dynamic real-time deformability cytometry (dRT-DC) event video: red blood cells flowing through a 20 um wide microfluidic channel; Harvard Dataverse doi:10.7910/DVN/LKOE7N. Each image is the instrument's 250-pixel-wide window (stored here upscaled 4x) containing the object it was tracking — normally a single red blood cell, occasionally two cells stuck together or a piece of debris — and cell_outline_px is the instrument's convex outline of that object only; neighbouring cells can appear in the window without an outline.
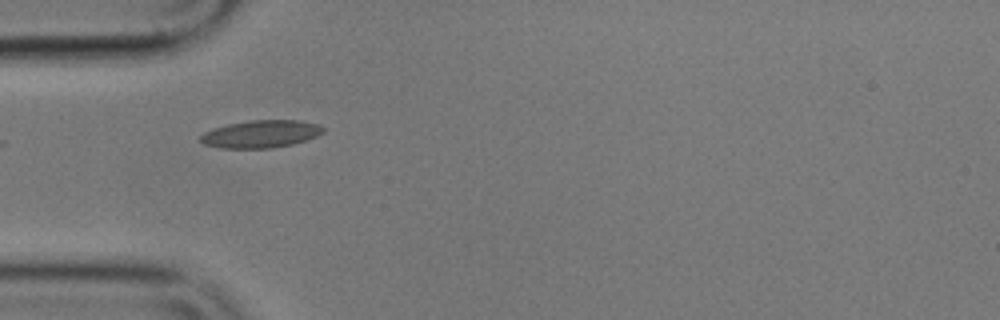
{"species": "common noctule bat (a hibernating species)", "species_latin": "Nyctalus noctula", "temperature_condition": "cold", "stored_images_in_passage": 40, "camera_frame_rate_fps": 3000, "um_per_image_px": 0.085, "animal": {"sex": "male", "body_mass_g": 17.9}, "frame": {"image": 1, "passage_image": 1, "time_ms": 0.0, "image_size_px": [1000, 320], "cell_outline_px": [[324, 132], [316, 136], [292, 144], [272, 148], [220, 148], [204, 144], [200, 140], [200, 136], [204, 132], [212, 128], [228, 124], [252, 120], [300, 120], [316, 124], [324, 128]], "centroid_in_image_um": [22.14, 11.39], "position_along_channel_um": 62.9, "area_um2": 19.59}}
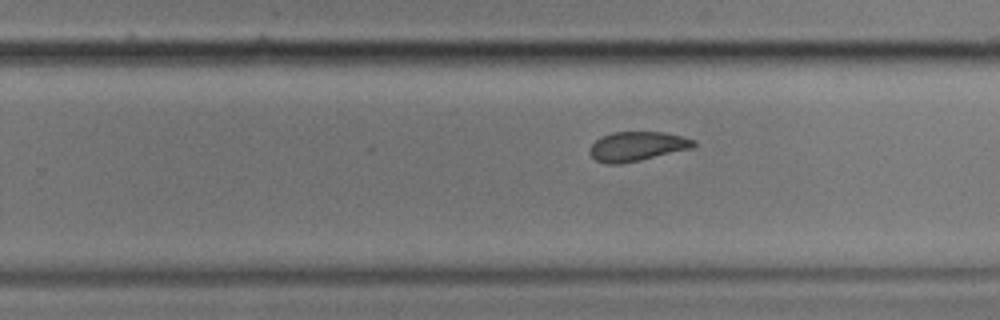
{"frame": {"image": 2, "passage_image": 19, "time_ms": 6.0, "image_size_px": [1000, 320], "cell_outline_px": [[696, 144], [692, 148], [640, 160], [620, 164], [608, 164], [596, 160], [588, 152], [588, 148], [600, 136], [612, 132], [664, 132], [696, 140]], "centroid_in_image_um": [54.12, 12.43], "position_along_channel_um": 275.7, "area_um2": 17.8}}
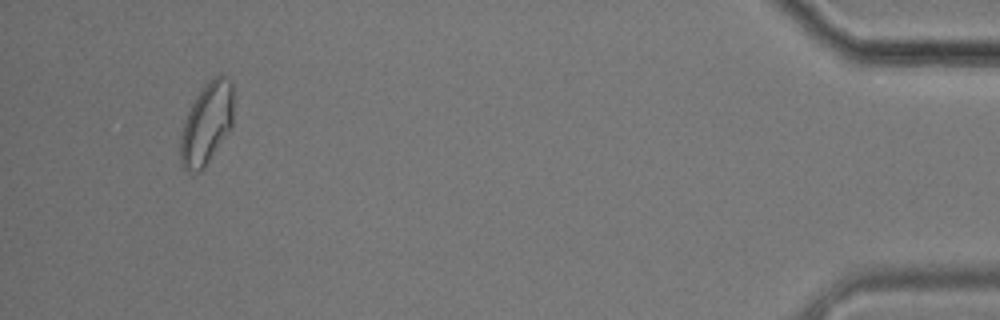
{"frame": {"image": 3, "passage_image": 37, "time_ms": 12.0, "image_size_px": [1000, 320], "cell_outline_px": [[232, 128], [204, 168], [200, 172], [188, 172], [184, 168], [180, 160], [180, 136], [184, 120], [196, 96], [204, 84], [212, 76], [228, 76], [232, 80]], "centroid_in_image_um": [17.56, 10.5], "position_along_channel_um": 417.6, "area_um2": 25.49}, "authors_computed_cell_mechanics": {"area_um2": 18.8428, "velocity_mm_per_s": 3.5678, "shape_relaxation_time_tau1_ms": null, "shape_relaxation_time_tau2_ms": 2.0041, "deformation_change_tau1": null, "deformation_change_tau2": 0.0803}}